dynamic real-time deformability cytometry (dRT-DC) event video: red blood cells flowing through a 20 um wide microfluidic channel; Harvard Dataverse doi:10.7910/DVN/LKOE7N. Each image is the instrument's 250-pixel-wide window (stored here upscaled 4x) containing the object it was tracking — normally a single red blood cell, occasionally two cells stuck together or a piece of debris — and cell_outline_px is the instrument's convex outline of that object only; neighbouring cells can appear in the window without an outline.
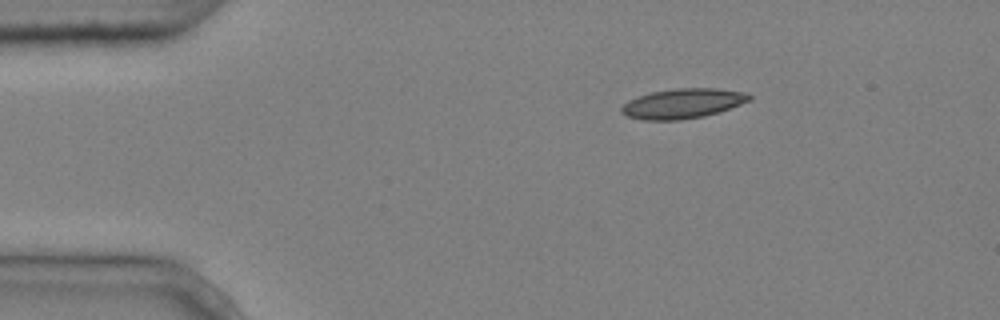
{"species": "common noctule bat (a hibernating species)", "species_latin": "Nyctalus noctula", "temperature_condition": "cold", "stored_images_in_passage": 3, "camera_frame_rate_fps": 3000, "um_per_image_px": 0.085, "animal": {"sex": "male", "body_mass_g": 20.4}, "frame": {"image": 1, "passage_image": 1, "time_ms": 0.0, "image_size_px": [1000, 320], "cell_outline_px": [[752, 100], [720, 112], [704, 116], [680, 120], [644, 120], [628, 116], [620, 112], [620, 108], [628, 100], [652, 92], [676, 88], [716, 88], [748, 92], [752, 96]], "centroid_in_image_um": [58.09, 8.79], "position_along_channel_um": 26.9, "area_um2": 22.37}}
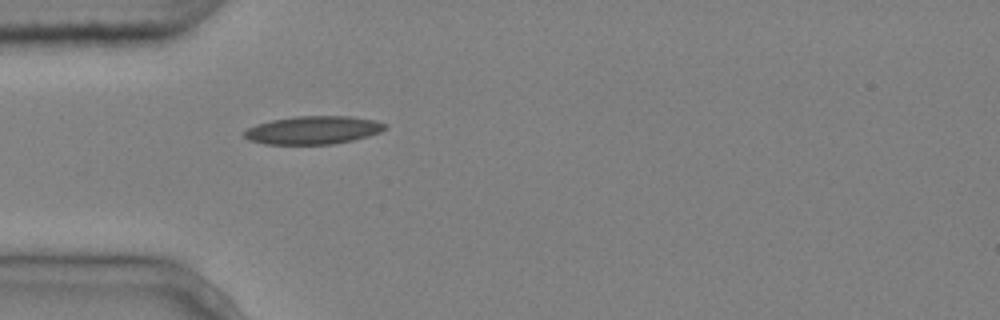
{"frame": {"image": 2, "passage_image": 3, "time_ms": 0.667, "image_size_px": [1000, 320], "cell_outline_px": [[388, 128], [380, 132], [368, 136], [352, 140], [332, 144], [264, 144], [248, 140], [244, 136], [244, 132], [248, 128], [256, 124], [272, 120], [296, 116], [348, 116], [376, 120], [388, 124]], "centroid_in_image_um": [26.64, 11.05], "position_along_channel_um": 58.4, "area_um2": 23.12}}